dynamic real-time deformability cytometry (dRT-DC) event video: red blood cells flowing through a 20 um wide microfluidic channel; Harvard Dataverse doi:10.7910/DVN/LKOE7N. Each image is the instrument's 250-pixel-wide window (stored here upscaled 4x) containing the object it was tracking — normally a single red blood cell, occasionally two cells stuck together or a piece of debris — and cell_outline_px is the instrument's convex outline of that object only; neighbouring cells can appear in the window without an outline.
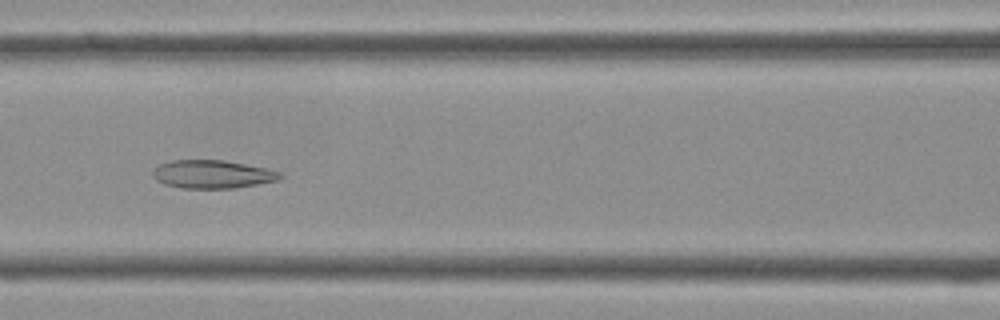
{"species": "Egyptian fruit bat (a non-hibernating species)", "species_latin": "Rousettus aegyptiacus", "temperature_condition": "cold", "stored_images_in_passage": 41, "camera_frame_rate_fps": 3000, "um_per_image_px": 0.085, "frame": {"image": 1, "passage_image": 18, "time_ms": 5.667, "image_size_px": [1000, 320], "cell_outline_px": [[284, 176], [276, 180], [256, 184], [232, 188], [180, 188], [164, 184], [156, 180], [152, 176], [152, 168], [160, 164], [172, 160], [224, 160], [264, 168], [280, 172]], "centroid_in_image_um": [17.98, 14.81], "position_along_channel_um": 148.6, "area_um2": 20.81}}
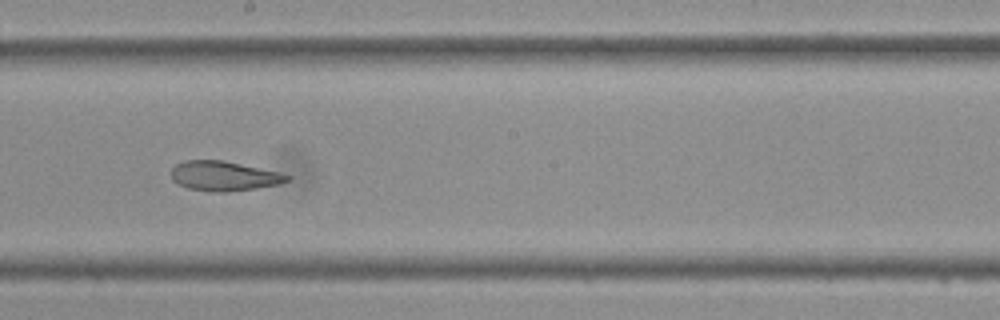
{"frame": {"image": 2, "passage_image": 23, "time_ms": 7.333, "image_size_px": [1000, 320], "cell_outline_px": [[292, 180], [280, 184], [256, 188], [224, 192], [216, 192], [188, 188], [176, 184], [172, 180], [172, 168], [176, 164], [184, 160], [224, 160], [280, 172], [292, 176]], "centroid_in_image_um": [19.07, 14.95], "position_along_channel_um": 229.1, "area_um2": 20.23}}
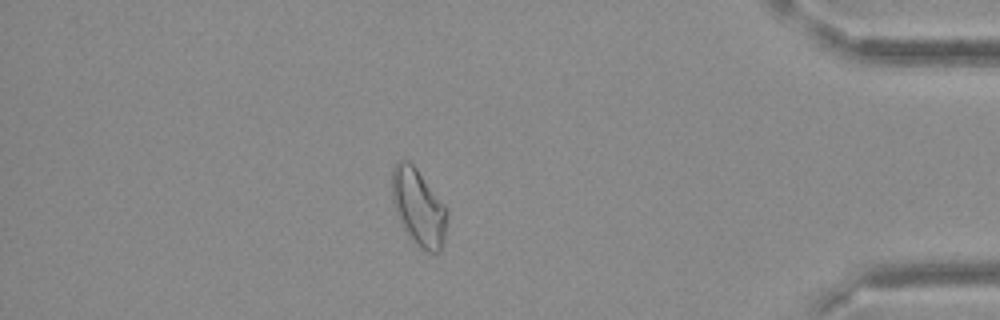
{"frame": {"image": 3, "passage_image": 36, "time_ms": 11.667, "image_size_px": [1000, 320], "cell_outline_px": [[448, 212], [444, 240], [440, 252], [428, 252], [420, 248], [416, 244], [404, 228], [396, 212], [392, 200], [392, 168], [400, 160], [408, 160], [416, 168], [448, 208]], "centroid_in_image_um": [35.59, 17.62], "position_along_channel_um": 399.6, "area_um2": 24.51}}